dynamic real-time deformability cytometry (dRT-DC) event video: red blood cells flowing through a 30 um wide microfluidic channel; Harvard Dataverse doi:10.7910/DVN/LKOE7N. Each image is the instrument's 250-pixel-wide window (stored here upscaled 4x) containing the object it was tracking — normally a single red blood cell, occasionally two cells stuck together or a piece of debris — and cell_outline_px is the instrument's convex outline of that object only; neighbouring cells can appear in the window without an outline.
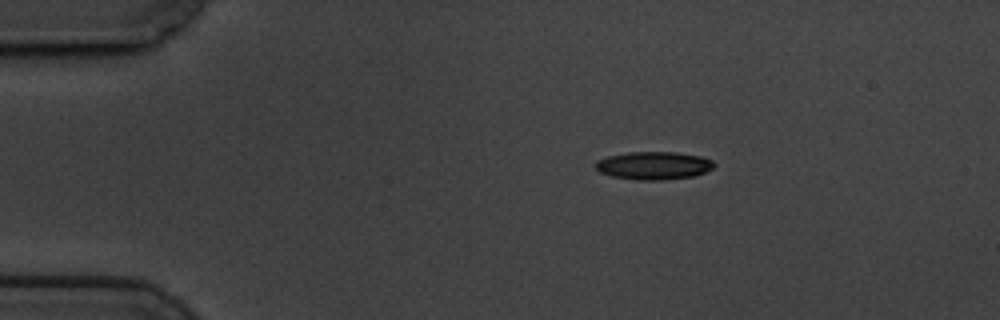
{"species": "common noctule bat (a hibernating species)", "species_latin": "Nyctalus noctula", "temperature_condition": "cold", "stored_images_in_passage": 49, "camera_frame_rate_fps": 3000, "um_per_image_px": 0.085, "animal": {"sex": "male", "body_mass_g": 19.5, "forearm_length_mm": 54.6}, "frame": {"image": 1, "passage_image": 1, "time_ms": 0.0, "image_size_px": [1000, 320], "cell_outline_px": [[716, 164], [712, 168], [704, 172], [692, 176], [660, 180], [636, 180], [612, 176], [600, 172], [596, 168], [596, 160], [608, 156], [628, 152], [676, 152], [700, 156], [712, 160]], "centroid_in_image_um": [55.55, 14.06], "position_along_channel_um": 29.4, "area_um2": 19.19}}
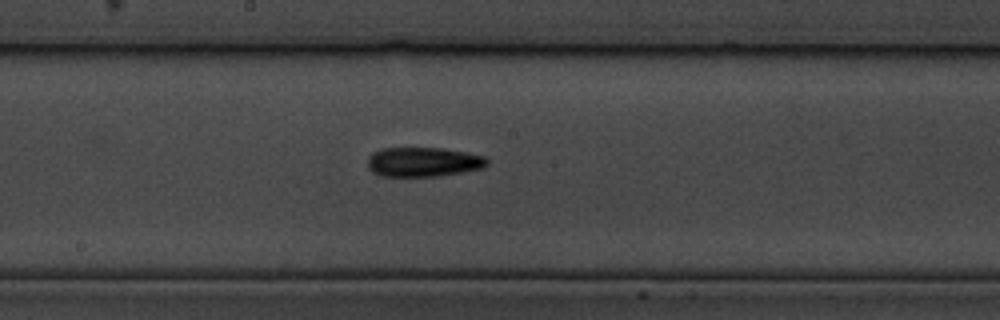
{"frame": {"image": 2, "passage_image": 22, "time_ms": 7.0, "image_size_px": [1000, 320], "cell_outline_px": [[488, 164], [484, 168], [436, 176], [380, 176], [372, 172], [368, 168], [368, 156], [372, 152], [384, 148], [444, 148], [484, 156], [488, 160]], "centroid_in_image_um": [35.95, 13.76], "position_along_channel_um": 212.2, "area_um2": 20.52}}
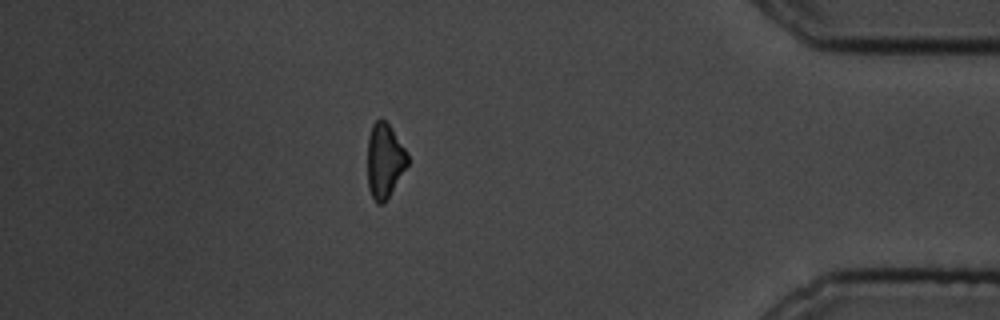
{"frame": {"image": 3, "passage_image": 42, "time_ms": 13.667, "image_size_px": [1000, 320], "cell_outline_px": [[408, 164], [384, 204], [376, 204], [368, 188], [368, 136], [372, 124], [376, 120], [384, 120], [388, 124], [408, 152]], "centroid_in_image_um": [32.69, 13.67], "position_along_channel_um": 402.5, "area_um2": 17.34}, "authors_computed_cell_mechanics": {"area_um2": 19.4208, "velocity_mm_per_s": 3.4267, "shape_relaxation_time_tau1_ms": 6.4968, "shape_relaxation_time_tau2_ms": 9.132, "deformation_change_tau1": 0.1592, "deformation_change_tau2": 0.1983}}